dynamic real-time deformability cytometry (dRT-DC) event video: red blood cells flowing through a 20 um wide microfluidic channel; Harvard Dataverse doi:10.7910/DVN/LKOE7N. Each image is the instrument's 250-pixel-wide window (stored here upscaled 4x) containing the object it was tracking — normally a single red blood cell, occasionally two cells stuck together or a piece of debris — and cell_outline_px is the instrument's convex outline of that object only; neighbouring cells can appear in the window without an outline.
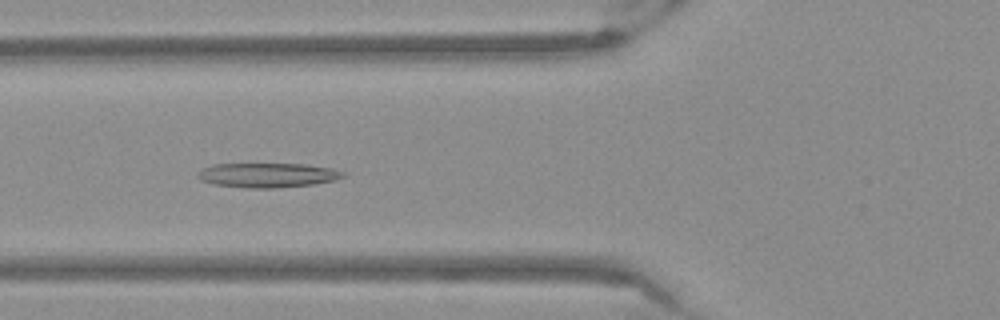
{"species": "Egyptian fruit bat (a non-hibernating species)", "species_latin": "Rousettus aegyptiacus", "temperature_condition": "warm", "stored_images_in_passage": 42, "camera_frame_rate_fps": 3000, "um_per_image_px": 0.085, "frame": {"image": 1, "passage_image": 10, "time_ms": 3.0, "image_size_px": [1000, 320], "cell_outline_px": [[348, 176], [336, 180], [312, 184], [272, 188], [248, 188], [212, 184], [200, 180], [196, 176], [196, 172], [200, 168], [212, 164], [308, 164], [332, 168], [348, 172]], "centroid_in_image_um": [22.75, 14.88], "position_along_channel_um": 103.0, "area_um2": 21.15}}
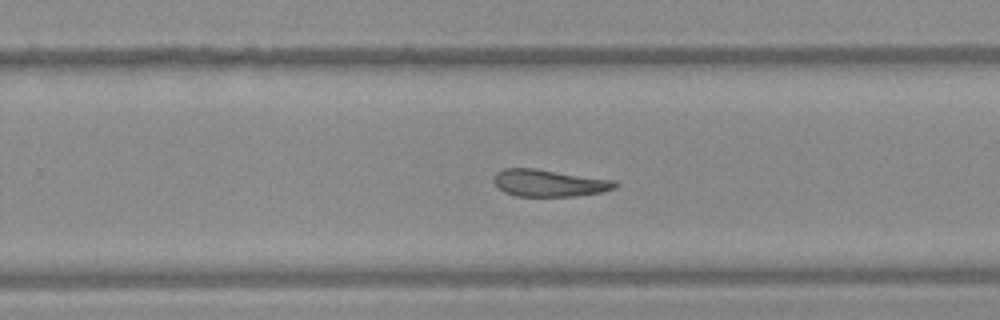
{"frame": {"image": 2, "passage_image": 24, "time_ms": 7.667, "image_size_px": [1000, 320], "cell_outline_px": [[620, 184], [616, 188], [604, 192], [576, 196], [516, 196], [504, 192], [492, 180], [496, 172], [504, 168], [536, 168], [616, 180]], "centroid_in_image_um": [46.73, 15.55], "position_along_channel_um": 283.1, "area_um2": 19.42}}
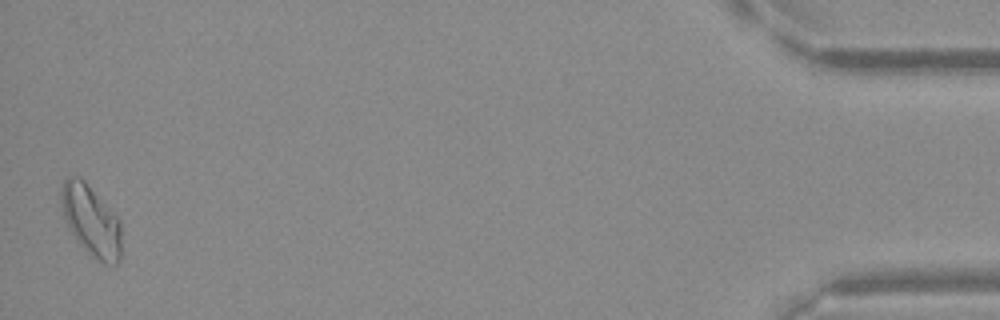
{"frame": {"image": 3, "passage_image": 42, "time_ms": 13.667, "image_size_px": [1000, 320], "cell_outline_px": [[120, 260], [112, 268], [104, 264], [88, 252], [76, 240], [68, 228], [64, 220], [60, 196], [60, 188], [64, 180], [68, 176], [80, 176], [84, 180], [120, 220]], "centroid_in_image_um": [7.72, 18.76], "position_along_channel_um": 427.5, "area_um2": 24.91}}